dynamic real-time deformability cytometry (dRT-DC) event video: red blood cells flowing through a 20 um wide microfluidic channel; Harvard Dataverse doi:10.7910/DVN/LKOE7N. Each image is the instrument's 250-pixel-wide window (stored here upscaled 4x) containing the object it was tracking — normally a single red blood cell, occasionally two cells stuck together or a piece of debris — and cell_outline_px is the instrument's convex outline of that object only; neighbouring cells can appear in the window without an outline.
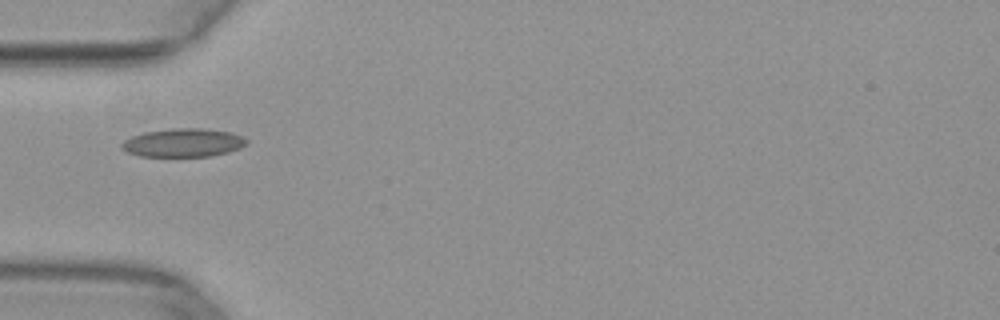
{"species": "common noctule bat (a hibernating species)", "species_latin": "Nyctalus noctula", "temperature_condition": "warm", "stored_images_in_passage": 35, "camera_frame_rate_fps": 3000, "um_per_image_px": 0.085, "animal": {"sex": "female", "body_mass_g": 29.2, "forearm_length_mm": 56.3}, "frame": {"image": 1, "passage_image": 1, "time_ms": 0.0, "image_size_px": [1000, 320], "cell_outline_px": [[248, 144], [240, 148], [228, 152], [212, 156], [140, 156], [128, 152], [120, 148], [120, 144], [124, 140], [132, 136], [144, 132], [172, 128], [204, 128], [232, 132], [244, 136], [248, 140]], "centroid_in_image_um": [15.61, 12.12], "position_along_channel_um": 69.4, "area_um2": 20.92}}
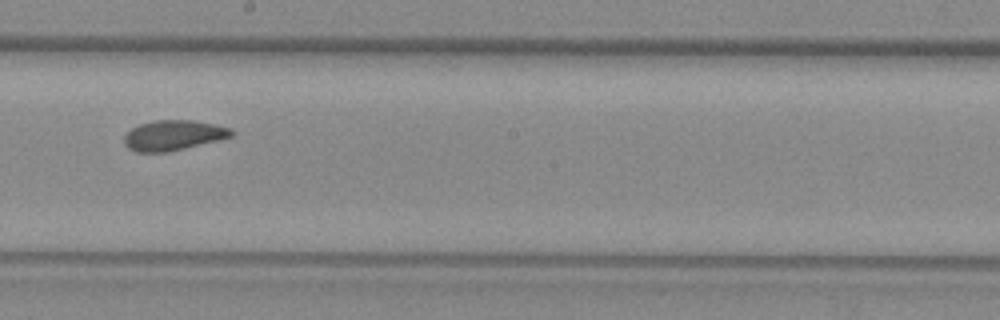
{"frame": {"image": 2, "passage_image": 13, "time_ms": 4.0, "image_size_px": [1000, 320], "cell_outline_px": [[236, 132], [232, 136], [220, 140], [168, 152], [136, 152], [128, 148], [124, 144], [124, 136], [132, 128], [140, 124], [156, 120], [192, 120], [216, 124], [232, 128]], "centroid_in_image_um": [14.78, 11.5], "position_along_channel_um": 233.4, "area_um2": 19.02}}
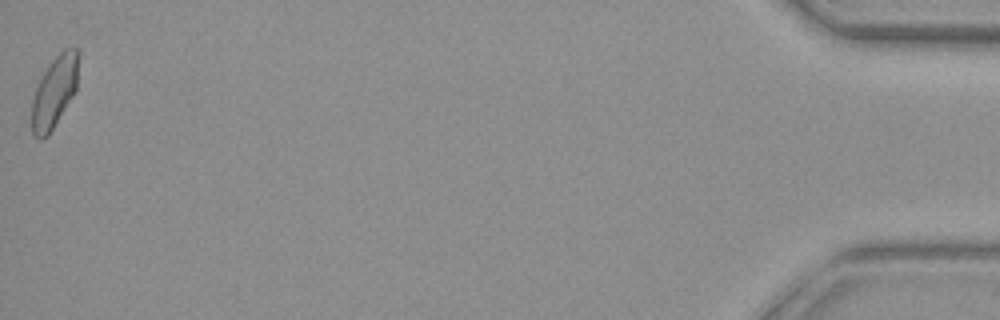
{"frame": {"image": 3, "passage_image": 35, "time_ms": 11.333, "image_size_px": [1000, 320], "cell_outline_px": [[80, 52], [76, 92], [48, 136], [40, 140], [32, 136], [32, 100], [36, 88], [44, 72], [52, 60], [64, 48], [76, 48]], "centroid_in_image_um": [4.65, 7.81], "position_along_channel_um": 430.5, "area_um2": 19.65}}